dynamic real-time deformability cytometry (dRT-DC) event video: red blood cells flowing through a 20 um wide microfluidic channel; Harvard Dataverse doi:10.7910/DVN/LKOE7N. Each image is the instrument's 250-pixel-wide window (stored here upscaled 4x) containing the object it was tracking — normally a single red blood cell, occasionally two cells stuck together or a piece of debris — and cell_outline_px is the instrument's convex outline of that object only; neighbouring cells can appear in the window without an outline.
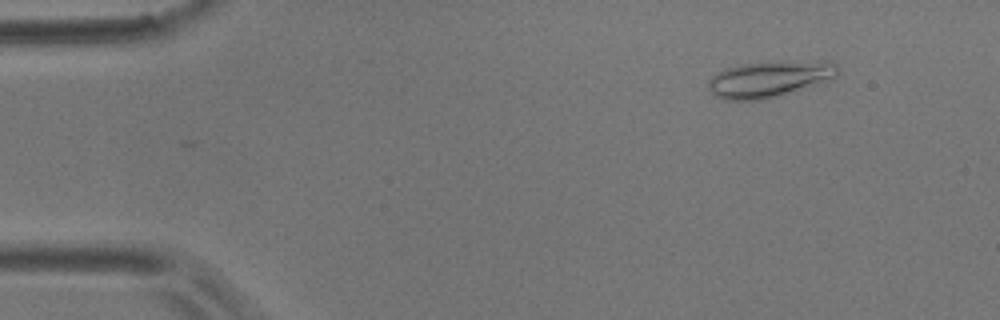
{"species": "common noctule bat (a hibernating species)", "species_latin": "Nyctalus noctula", "temperature_condition": "room temperature", "stored_images_in_passage": 54, "camera_frame_rate_fps": 3000, "um_per_image_px": 0.085, "animal": {"sex": "male", "body_mass_g": 17.9}, "frame": {"image": 1, "passage_image": 6, "time_ms": 1.667, "image_size_px": [1000, 320], "cell_outline_px": [[840, 72], [832, 80], [772, 96], [756, 100], [724, 100], [716, 96], [712, 92], [708, 84], [708, 80], [712, 76], [724, 68], [740, 64], [768, 60], [832, 60], [836, 64]], "centroid_in_image_um": [65.45, 6.65], "position_along_channel_um": 19.6, "area_um2": 27.74}}
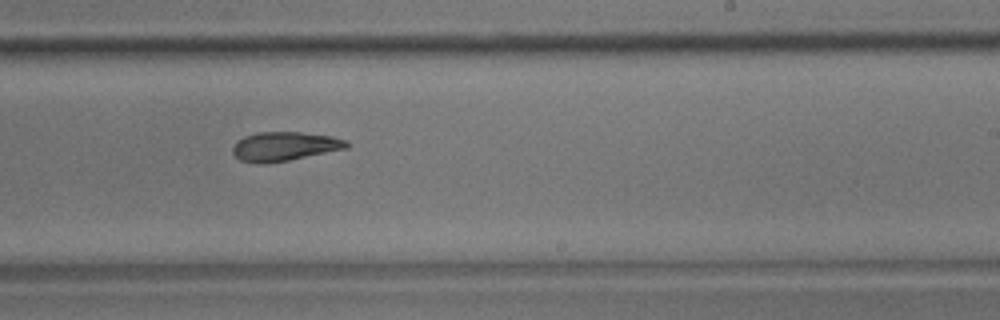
{"frame": {"image": 2, "passage_image": 33, "time_ms": 10.667, "image_size_px": [1000, 320], "cell_outline_px": [[348, 148], [288, 160], [240, 160], [232, 152], [232, 148], [236, 140], [244, 136], [256, 132], [300, 132], [332, 136], [348, 140]], "centroid_in_image_um": [24.23, 12.38], "position_along_channel_um": 264.8, "area_um2": 18.61}}
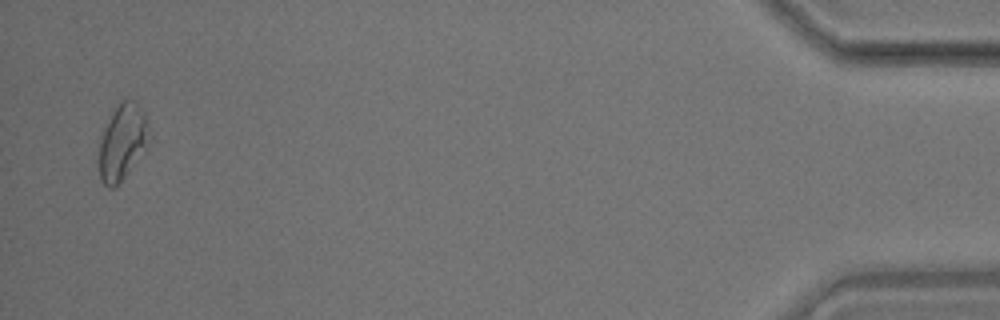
{"frame": {"image": 3, "passage_image": 53, "time_ms": 17.333, "image_size_px": [1000, 320], "cell_outline_px": [[152, 136], [148, 144], [124, 176], [112, 188], [108, 188], [100, 180], [96, 160], [104, 128], [112, 108], [120, 100], [136, 100], [140, 104], [144, 112]], "centroid_in_image_um": [10.38, 12.01], "position_along_channel_um": 424.8, "area_um2": 22.6}, "authors_computed_cell_mechanics": {"area_um2": 20.3167, "velocity_mm_per_s": 3.6609, "shape_relaxation_time_tau1_ms": null, "shape_relaxation_time_tau2_ms": 6.0096, "deformation_change_tau1": null, "deformation_change_tau2": 0.1314}}